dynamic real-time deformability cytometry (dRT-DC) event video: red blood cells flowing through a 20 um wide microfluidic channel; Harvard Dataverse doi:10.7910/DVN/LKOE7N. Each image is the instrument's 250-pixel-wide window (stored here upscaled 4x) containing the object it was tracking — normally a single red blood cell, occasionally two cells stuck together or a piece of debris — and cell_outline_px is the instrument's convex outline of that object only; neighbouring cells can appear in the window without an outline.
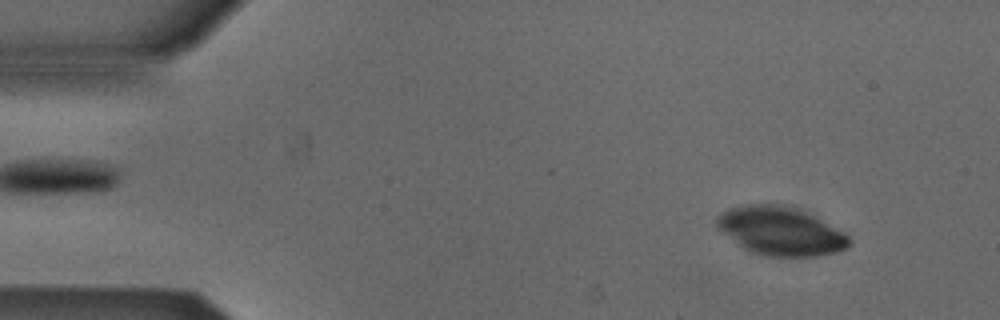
{"species": "Egyptian fruit bat (a non-hibernating species)", "species_latin": "Rousettus aegyptiacus", "temperature_condition": "cold", "stored_images_in_passage": 43, "camera_frame_rate_fps": 3000, "um_per_image_px": 0.085, "animal": {"sex": "male"}, "frame": {"image": 1, "passage_image": 5, "time_ms": 1.333, "image_size_px": [1000, 320], "cell_outline_px": [[852, 244], [848, 248], [836, 252], [816, 256], [760, 256], [736, 244], [716, 228], [716, 216], [732, 208], [744, 204], [792, 204], [808, 212], [844, 232], [852, 240]], "centroid_in_image_um": [66.36, 19.63], "position_along_channel_um": 18.6, "area_um2": 37.97}}